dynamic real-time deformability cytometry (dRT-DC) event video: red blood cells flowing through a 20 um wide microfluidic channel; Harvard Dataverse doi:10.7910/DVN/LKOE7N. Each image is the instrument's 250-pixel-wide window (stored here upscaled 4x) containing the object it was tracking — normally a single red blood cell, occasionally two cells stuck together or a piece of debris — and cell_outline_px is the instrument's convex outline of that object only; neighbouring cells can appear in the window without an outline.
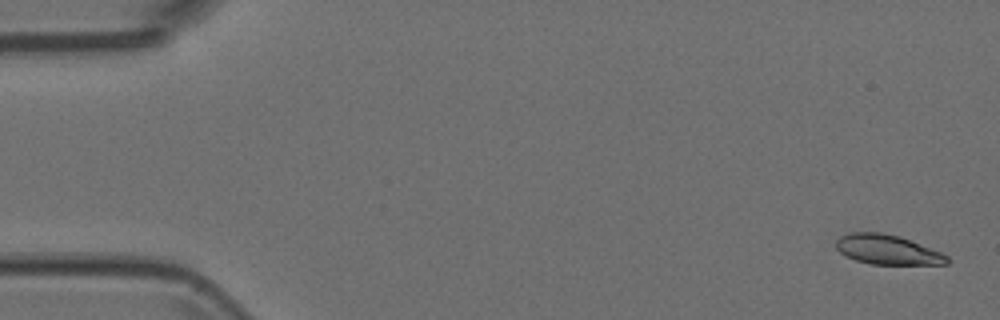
{"species": "Egyptian fruit bat (a non-hibernating species)", "species_latin": "Rousettus aegyptiacus", "temperature_condition": "room temperature", "stored_images_in_passage": 5, "camera_frame_rate_fps": 3000, "um_per_image_px": 0.085, "animal": {"sex": "female"}, "frame": {"image": 1, "passage_image": 1, "time_ms": 0.0, "image_size_px": [1000, 320], "cell_outline_px": [[948, 264], [872, 264], [856, 260], [840, 252], [836, 248], [836, 240], [840, 236], [852, 232], [880, 232], [900, 236], [944, 252], [948, 256]], "centroid_in_image_um": [75.47, 21.21], "position_along_channel_um": 9.5, "area_um2": 19.25}}
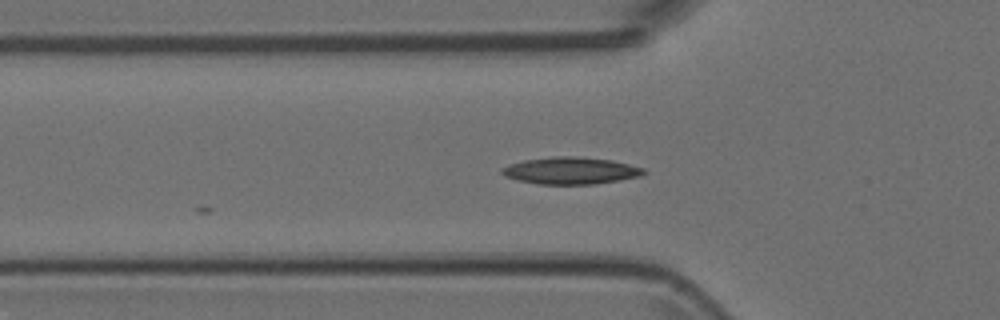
{"frame": {"image": 2, "passage_image": 5, "time_ms": 1.333, "image_size_px": [1000, 320], "cell_outline_px": [[648, 172], [640, 176], [620, 180], [596, 184], [540, 184], [516, 180], [504, 176], [500, 172], [500, 168], [524, 160], [556, 156], [572, 156], [612, 160], [644, 168]], "centroid_in_image_um": [48.51, 14.51], "position_along_channel_um": 77.3, "area_um2": 22.31}}